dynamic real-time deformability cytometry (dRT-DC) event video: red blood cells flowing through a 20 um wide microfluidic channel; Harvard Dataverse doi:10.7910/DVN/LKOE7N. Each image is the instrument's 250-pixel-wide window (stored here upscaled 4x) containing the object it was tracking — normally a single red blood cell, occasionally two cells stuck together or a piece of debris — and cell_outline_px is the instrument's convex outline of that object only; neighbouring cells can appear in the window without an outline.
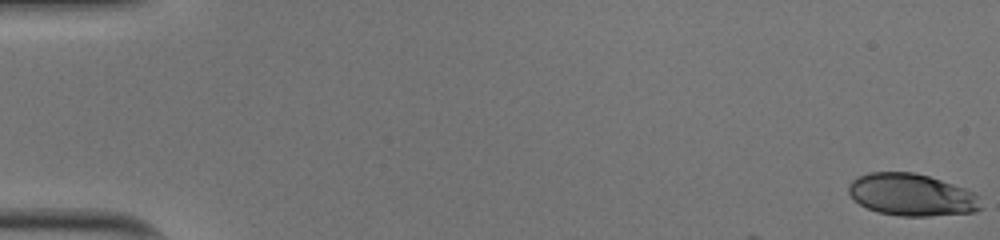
{"species": "human", "species_latin": "Homo sapiens", "temperature_condition": "cold", "stored_images_in_passage": 52, "camera_frame_rate_fps": 3000, "um_per_image_px": 0.085, "donor": {"sex": "male"}, "frame": {"image": 1, "passage_image": 1, "time_ms": 0.0, "image_size_px": [1000, 240], "cell_outline_px": [[980, 208], [972, 212], [928, 216], [900, 216], [876, 212], [860, 204], [848, 192], [848, 184], [852, 180], [860, 176], [872, 172], [912, 172], [928, 176], [964, 188], [972, 192], [976, 196]], "centroid_in_image_um": [77.43, 16.56], "position_along_channel_um": 7.6, "area_um2": 31.96}}
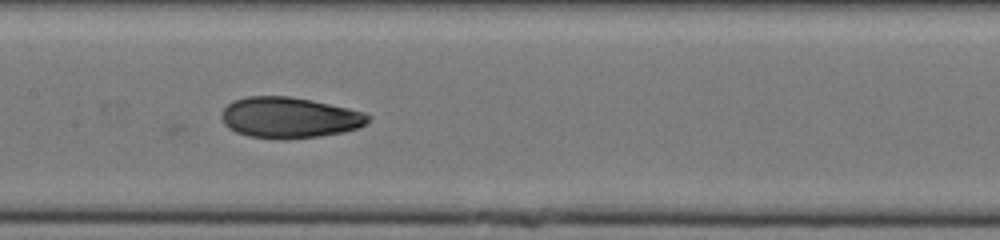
{"frame": {"image": 2, "passage_image": 27, "time_ms": 8.667, "image_size_px": [1000, 240], "cell_outline_px": [[368, 120], [364, 124], [356, 128], [344, 132], [320, 136], [248, 136], [236, 132], [228, 128], [224, 124], [220, 116], [220, 112], [232, 100], [248, 96], [288, 96], [312, 100], [348, 108], [364, 112], [368, 116]], "centroid_in_image_um": [24.55, 9.95], "position_along_channel_um": 182.9, "area_um2": 33.99}}
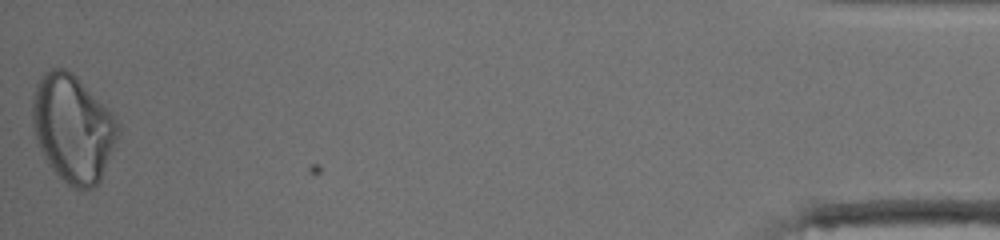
{"frame": {"image": 3, "passage_image": 52, "time_ms": 17.0, "image_size_px": [1000, 240], "cell_outline_px": [[120, 136], [100, 180], [92, 188], [76, 188], [68, 184], [48, 164], [36, 140], [32, 124], [32, 100], [36, 84], [40, 76], [44, 72], [52, 68], [64, 68], [72, 72], [112, 112], [120, 124]], "centroid_in_image_um": [6.21, 10.88], "position_along_channel_um": 429.0, "area_um2": 53.58}, "authors_computed_cell_mechanics": {"area_um2": 34.4488, "velocity_mm_per_s": 4.021, "shape_relaxation_time_tau1_ms": null, "shape_relaxation_time_tau2_ms": 1.7564, "deformation_change_tau1": null, "deformation_change_tau2": 0.0697}}